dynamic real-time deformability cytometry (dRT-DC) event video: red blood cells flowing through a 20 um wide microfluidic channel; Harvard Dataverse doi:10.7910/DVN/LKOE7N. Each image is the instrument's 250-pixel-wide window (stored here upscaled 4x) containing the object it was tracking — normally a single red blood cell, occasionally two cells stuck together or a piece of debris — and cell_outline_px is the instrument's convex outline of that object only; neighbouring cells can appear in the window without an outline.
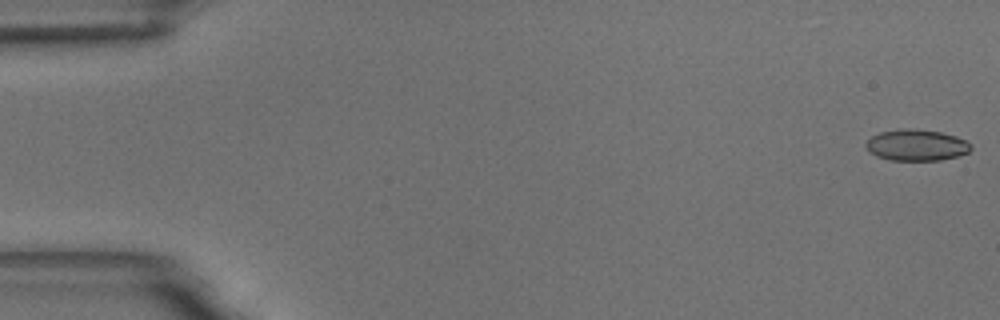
{"species": "common noctule bat (a hibernating species)", "species_latin": "Nyctalus noctula", "temperature_condition": "room temperature", "stored_images_in_passage": 55, "camera_frame_rate_fps": 3000, "um_per_image_px": 0.085, "animal": {"sex": "male", "body_mass_g": 18.8}, "frame": {"image": 1, "passage_image": 1, "time_ms": 0.0, "image_size_px": [1000, 320], "cell_outline_px": [[972, 148], [968, 152], [956, 156], [940, 160], [892, 160], [876, 156], [864, 144], [872, 136], [880, 132], [900, 128], [912, 128], [940, 132], [956, 136], [972, 144]], "centroid_in_image_um": [77.91, 12.32], "position_along_channel_um": 7.1, "area_um2": 19.02}}
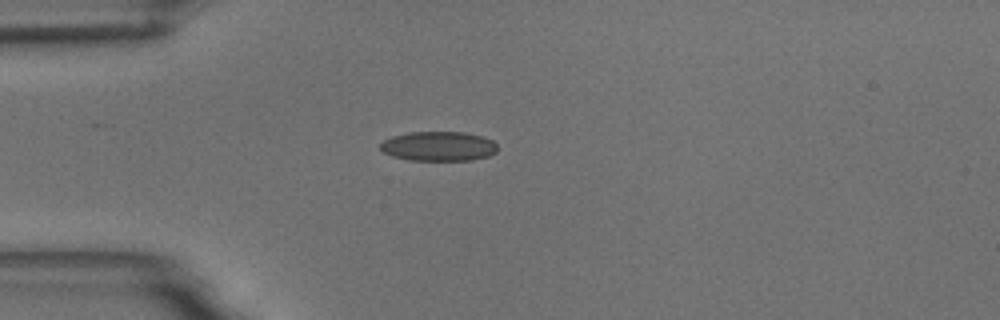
{"frame": {"image": 2, "passage_image": 15, "time_ms": 4.667, "image_size_px": [1000, 320], "cell_outline_px": [[496, 152], [488, 156], [472, 160], [408, 160], [392, 156], [384, 152], [380, 148], [380, 144], [384, 140], [392, 136], [408, 132], [464, 132], [484, 136], [492, 140], [496, 144]], "centroid_in_image_um": [37.28, 12.42], "position_along_channel_um": 47.7, "area_um2": 20.23}}
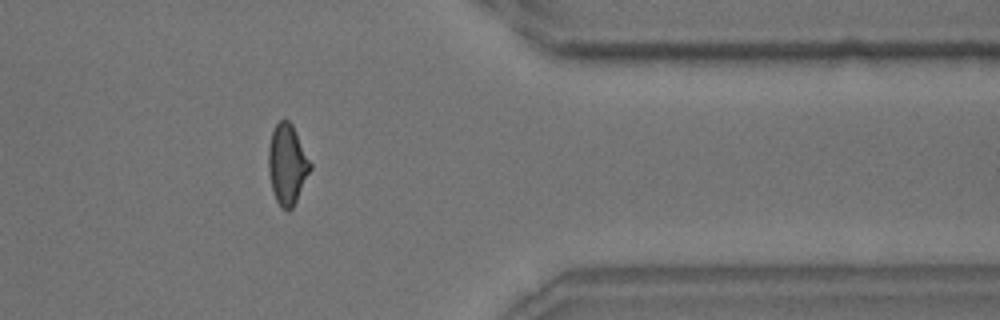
{"frame": {"image": 3, "passage_image": 45, "time_ms": 14.667, "image_size_px": [1000, 320], "cell_outline_px": [[312, 168], [292, 208], [288, 212], [280, 208], [272, 192], [268, 168], [268, 148], [272, 132], [276, 124], [280, 120], [288, 120], [292, 124], [312, 164]], "centroid_in_image_um": [24.41, 13.99], "position_along_channel_um": 387.0, "area_um2": 19.59}, "authors_computed_cell_mechanics": {"area_um2": 19.4208, "velocity_mm_per_s": 3.6835, "shape_relaxation_time_tau1_ms": 7.0122, "shape_relaxation_time_tau2_ms": 1.7012, "deformation_change_tau1": 0.1594, "deformation_change_tau2": 0.0665}}